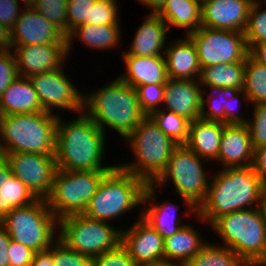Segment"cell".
<instances>
[{
    "instance_id": "cell-1",
    "label": "cell",
    "mask_w": 266,
    "mask_h": 266,
    "mask_svg": "<svg viewBox=\"0 0 266 266\" xmlns=\"http://www.w3.org/2000/svg\"><path fill=\"white\" fill-rule=\"evenodd\" d=\"M211 177L206 199L196 214L202 224L211 225L225 214L259 207L263 184L252 166L221 168Z\"/></svg>"
},
{
    "instance_id": "cell-2",
    "label": "cell",
    "mask_w": 266,
    "mask_h": 266,
    "mask_svg": "<svg viewBox=\"0 0 266 266\" xmlns=\"http://www.w3.org/2000/svg\"><path fill=\"white\" fill-rule=\"evenodd\" d=\"M76 119L63 121L57 118L56 163L57 169L70 171L113 170L117 165L105 164L106 134L85 112Z\"/></svg>"
},
{
    "instance_id": "cell-3",
    "label": "cell",
    "mask_w": 266,
    "mask_h": 266,
    "mask_svg": "<svg viewBox=\"0 0 266 266\" xmlns=\"http://www.w3.org/2000/svg\"><path fill=\"white\" fill-rule=\"evenodd\" d=\"M84 111L106 134V127L125 139L146 116L140 109L136 89L119 77L102 88L84 93Z\"/></svg>"
},
{
    "instance_id": "cell-4",
    "label": "cell",
    "mask_w": 266,
    "mask_h": 266,
    "mask_svg": "<svg viewBox=\"0 0 266 266\" xmlns=\"http://www.w3.org/2000/svg\"><path fill=\"white\" fill-rule=\"evenodd\" d=\"M58 113L0 115V156L5 153L55 155Z\"/></svg>"
},
{
    "instance_id": "cell-5",
    "label": "cell",
    "mask_w": 266,
    "mask_h": 266,
    "mask_svg": "<svg viewBox=\"0 0 266 266\" xmlns=\"http://www.w3.org/2000/svg\"><path fill=\"white\" fill-rule=\"evenodd\" d=\"M210 226L247 265L259 266L266 258V222L259 207L225 214Z\"/></svg>"
},
{
    "instance_id": "cell-6",
    "label": "cell",
    "mask_w": 266,
    "mask_h": 266,
    "mask_svg": "<svg viewBox=\"0 0 266 266\" xmlns=\"http://www.w3.org/2000/svg\"><path fill=\"white\" fill-rule=\"evenodd\" d=\"M134 155L133 162L118 166L146 183H153L166 169L174 149L178 146L149 116L125 138Z\"/></svg>"
},
{
    "instance_id": "cell-7",
    "label": "cell",
    "mask_w": 266,
    "mask_h": 266,
    "mask_svg": "<svg viewBox=\"0 0 266 266\" xmlns=\"http://www.w3.org/2000/svg\"><path fill=\"white\" fill-rule=\"evenodd\" d=\"M147 183L118 165L101 181L83 215L100 221H112L142 205ZM125 213V214H124Z\"/></svg>"
},
{
    "instance_id": "cell-8",
    "label": "cell",
    "mask_w": 266,
    "mask_h": 266,
    "mask_svg": "<svg viewBox=\"0 0 266 266\" xmlns=\"http://www.w3.org/2000/svg\"><path fill=\"white\" fill-rule=\"evenodd\" d=\"M204 162L210 163L186 145H178L171 154L166 169L152 184L157 189L164 188L170 180L175 187L174 192L188 208L186 214L190 216L193 213L196 216L197 209L206 199L210 180V175L205 173Z\"/></svg>"
},
{
    "instance_id": "cell-9",
    "label": "cell",
    "mask_w": 266,
    "mask_h": 266,
    "mask_svg": "<svg viewBox=\"0 0 266 266\" xmlns=\"http://www.w3.org/2000/svg\"><path fill=\"white\" fill-rule=\"evenodd\" d=\"M0 225L11 239L36 253L47 251L58 240V219L44 199L11 209L0 221Z\"/></svg>"
},
{
    "instance_id": "cell-10",
    "label": "cell",
    "mask_w": 266,
    "mask_h": 266,
    "mask_svg": "<svg viewBox=\"0 0 266 266\" xmlns=\"http://www.w3.org/2000/svg\"><path fill=\"white\" fill-rule=\"evenodd\" d=\"M110 171L57 169L51 192L45 199L49 209L58 220L69 215L83 214L102 179Z\"/></svg>"
},
{
    "instance_id": "cell-11",
    "label": "cell",
    "mask_w": 266,
    "mask_h": 266,
    "mask_svg": "<svg viewBox=\"0 0 266 266\" xmlns=\"http://www.w3.org/2000/svg\"><path fill=\"white\" fill-rule=\"evenodd\" d=\"M112 223L95 220L83 214L69 215L58 220V240L67 248L89 257H96L121 243V229Z\"/></svg>"
},
{
    "instance_id": "cell-12",
    "label": "cell",
    "mask_w": 266,
    "mask_h": 266,
    "mask_svg": "<svg viewBox=\"0 0 266 266\" xmlns=\"http://www.w3.org/2000/svg\"><path fill=\"white\" fill-rule=\"evenodd\" d=\"M187 36L194 42L201 68L245 62L249 53L243 32L201 26Z\"/></svg>"
},
{
    "instance_id": "cell-13",
    "label": "cell",
    "mask_w": 266,
    "mask_h": 266,
    "mask_svg": "<svg viewBox=\"0 0 266 266\" xmlns=\"http://www.w3.org/2000/svg\"><path fill=\"white\" fill-rule=\"evenodd\" d=\"M29 79L45 112L53 114L56 107L67 112L84 111V94L65 75L64 68L35 74Z\"/></svg>"
},
{
    "instance_id": "cell-14",
    "label": "cell",
    "mask_w": 266,
    "mask_h": 266,
    "mask_svg": "<svg viewBox=\"0 0 266 266\" xmlns=\"http://www.w3.org/2000/svg\"><path fill=\"white\" fill-rule=\"evenodd\" d=\"M1 156L8 163L11 173L24 183L37 199L47 198L57 171L55 155L5 153Z\"/></svg>"
},
{
    "instance_id": "cell-15",
    "label": "cell",
    "mask_w": 266,
    "mask_h": 266,
    "mask_svg": "<svg viewBox=\"0 0 266 266\" xmlns=\"http://www.w3.org/2000/svg\"><path fill=\"white\" fill-rule=\"evenodd\" d=\"M12 46L67 44L66 35L31 6H25L11 29Z\"/></svg>"
},
{
    "instance_id": "cell-16",
    "label": "cell",
    "mask_w": 266,
    "mask_h": 266,
    "mask_svg": "<svg viewBox=\"0 0 266 266\" xmlns=\"http://www.w3.org/2000/svg\"><path fill=\"white\" fill-rule=\"evenodd\" d=\"M12 52L21 77L57 70L68 58L67 44H37L12 46Z\"/></svg>"
},
{
    "instance_id": "cell-17",
    "label": "cell",
    "mask_w": 266,
    "mask_h": 266,
    "mask_svg": "<svg viewBox=\"0 0 266 266\" xmlns=\"http://www.w3.org/2000/svg\"><path fill=\"white\" fill-rule=\"evenodd\" d=\"M121 244L135 264L164 258V239L139 215L132 227L121 230Z\"/></svg>"
},
{
    "instance_id": "cell-18",
    "label": "cell",
    "mask_w": 266,
    "mask_h": 266,
    "mask_svg": "<svg viewBox=\"0 0 266 266\" xmlns=\"http://www.w3.org/2000/svg\"><path fill=\"white\" fill-rule=\"evenodd\" d=\"M254 0H201V26L244 32Z\"/></svg>"
},
{
    "instance_id": "cell-19",
    "label": "cell",
    "mask_w": 266,
    "mask_h": 266,
    "mask_svg": "<svg viewBox=\"0 0 266 266\" xmlns=\"http://www.w3.org/2000/svg\"><path fill=\"white\" fill-rule=\"evenodd\" d=\"M203 88L199 79H170L165 84L163 106L190 122L201 117Z\"/></svg>"
},
{
    "instance_id": "cell-20",
    "label": "cell",
    "mask_w": 266,
    "mask_h": 266,
    "mask_svg": "<svg viewBox=\"0 0 266 266\" xmlns=\"http://www.w3.org/2000/svg\"><path fill=\"white\" fill-rule=\"evenodd\" d=\"M254 148L247 124H226L217 162L222 168L252 166Z\"/></svg>"
},
{
    "instance_id": "cell-21",
    "label": "cell",
    "mask_w": 266,
    "mask_h": 266,
    "mask_svg": "<svg viewBox=\"0 0 266 266\" xmlns=\"http://www.w3.org/2000/svg\"><path fill=\"white\" fill-rule=\"evenodd\" d=\"M156 189L152 183H147L142 200L144 208L140 214L165 239L178 232L187 223H181L180 218L176 217L175 212L180 208L177 203L174 205L171 200L157 203Z\"/></svg>"
},
{
    "instance_id": "cell-22",
    "label": "cell",
    "mask_w": 266,
    "mask_h": 266,
    "mask_svg": "<svg viewBox=\"0 0 266 266\" xmlns=\"http://www.w3.org/2000/svg\"><path fill=\"white\" fill-rule=\"evenodd\" d=\"M138 27L129 51L122 54L134 56H164L169 29L166 22L157 14L149 13ZM164 51V52H163ZM163 52V53H162Z\"/></svg>"
},
{
    "instance_id": "cell-23",
    "label": "cell",
    "mask_w": 266,
    "mask_h": 266,
    "mask_svg": "<svg viewBox=\"0 0 266 266\" xmlns=\"http://www.w3.org/2000/svg\"><path fill=\"white\" fill-rule=\"evenodd\" d=\"M122 59L126 68L118 77L126 84L134 88L146 84H166L168 76L165 56L122 54Z\"/></svg>"
},
{
    "instance_id": "cell-24",
    "label": "cell",
    "mask_w": 266,
    "mask_h": 266,
    "mask_svg": "<svg viewBox=\"0 0 266 266\" xmlns=\"http://www.w3.org/2000/svg\"><path fill=\"white\" fill-rule=\"evenodd\" d=\"M170 44V45H168ZM167 76L170 79H199L201 67L194 42L184 38L167 42L165 49Z\"/></svg>"
},
{
    "instance_id": "cell-25",
    "label": "cell",
    "mask_w": 266,
    "mask_h": 266,
    "mask_svg": "<svg viewBox=\"0 0 266 266\" xmlns=\"http://www.w3.org/2000/svg\"><path fill=\"white\" fill-rule=\"evenodd\" d=\"M226 124L198 118L189 125V137L185 144L201 158L216 161L221 145V136Z\"/></svg>"
},
{
    "instance_id": "cell-26",
    "label": "cell",
    "mask_w": 266,
    "mask_h": 266,
    "mask_svg": "<svg viewBox=\"0 0 266 266\" xmlns=\"http://www.w3.org/2000/svg\"><path fill=\"white\" fill-rule=\"evenodd\" d=\"M44 111L32 82L18 76L0 97V115L36 113Z\"/></svg>"
},
{
    "instance_id": "cell-27",
    "label": "cell",
    "mask_w": 266,
    "mask_h": 266,
    "mask_svg": "<svg viewBox=\"0 0 266 266\" xmlns=\"http://www.w3.org/2000/svg\"><path fill=\"white\" fill-rule=\"evenodd\" d=\"M119 24L114 25H94L81 24L71 30L67 37V52L72 50V44L76 37L85 46L95 50L117 49L121 41V29ZM75 38V39H74ZM117 47V48H116ZM71 49V50H70Z\"/></svg>"
},
{
    "instance_id": "cell-28",
    "label": "cell",
    "mask_w": 266,
    "mask_h": 266,
    "mask_svg": "<svg viewBox=\"0 0 266 266\" xmlns=\"http://www.w3.org/2000/svg\"><path fill=\"white\" fill-rule=\"evenodd\" d=\"M171 27L185 29V36L197 31L201 27V0H166L162 8L156 13Z\"/></svg>"
},
{
    "instance_id": "cell-29",
    "label": "cell",
    "mask_w": 266,
    "mask_h": 266,
    "mask_svg": "<svg viewBox=\"0 0 266 266\" xmlns=\"http://www.w3.org/2000/svg\"><path fill=\"white\" fill-rule=\"evenodd\" d=\"M203 239L198 230L187 223L178 232L164 239V258L186 264L207 243Z\"/></svg>"
},
{
    "instance_id": "cell-30",
    "label": "cell",
    "mask_w": 266,
    "mask_h": 266,
    "mask_svg": "<svg viewBox=\"0 0 266 266\" xmlns=\"http://www.w3.org/2000/svg\"><path fill=\"white\" fill-rule=\"evenodd\" d=\"M244 72L245 62L212 65L201 68L199 82L203 89L207 87L227 88L230 91L242 90Z\"/></svg>"
},
{
    "instance_id": "cell-31",
    "label": "cell",
    "mask_w": 266,
    "mask_h": 266,
    "mask_svg": "<svg viewBox=\"0 0 266 266\" xmlns=\"http://www.w3.org/2000/svg\"><path fill=\"white\" fill-rule=\"evenodd\" d=\"M184 266H249L225 246L206 243Z\"/></svg>"
},
{
    "instance_id": "cell-32",
    "label": "cell",
    "mask_w": 266,
    "mask_h": 266,
    "mask_svg": "<svg viewBox=\"0 0 266 266\" xmlns=\"http://www.w3.org/2000/svg\"><path fill=\"white\" fill-rule=\"evenodd\" d=\"M249 104L266 103V66L249 54L245 59L244 86Z\"/></svg>"
},
{
    "instance_id": "cell-33",
    "label": "cell",
    "mask_w": 266,
    "mask_h": 266,
    "mask_svg": "<svg viewBox=\"0 0 266 266\" xmlns=\"http://www.w3.org/2000/svg\"><path fill=\"white\" fill-rule=\"evenodd\" d=\"M149 117L175 143L178 145L187 143L190 125L188 119L163 108L152 112Z\"/></svg>"
},
{
    "instance_id": "cell-34",
    "label": "cell",
    "mask_w": 266,
    "mask_h": 266,
    "mask_svg": "<svg viewBox=\"0 0 266 266\" xmlns=\"http://www.w3.org/2000/svg\"><path fill=\"white\" fill-rule=\"evenodd\" d=\"M1 188L4 195V217L11 209L27 206L37 200L27 186L13 174L4 181Z\"/></svg>"
},
{
    "instance_id": "cell-35",
    "label": "cell",
    "mask_w": 266,
    "mask_h": 266,
    "mask_svg": "<svg viewBox=\"0 0 266 266\" xmlns=\"http://www.w3.org/2000/svg\"><path fill=\"white\" fill-rule=\"evenodd\" d=\"M260 7L261 0H254L249 11L247 25L243 32L248 50L253 45L266 42V9Z\"/></svg>"
},
{
    "instance_id": "cell-36",
    "label": "cell",
    "mask_w": 266,
    "mask_h": 266,
    "mask_svg": "<svg viewBox=\"0 0 266 266\" xmlns=\"http://www.w3.org/2000/svg\"><path fill=\"white\" fill-rule=\"evenodd\" d=\"M229 93L227 88H210L209 96L205 98L202 92L200 118L225 124V100Z\"/></svg>"
},
{
    "instance_id": "cell-37",
    "label": "cell",
    "mask_w": 266,
    "mask_h": 266,
    "mask_svg": "<svg viewBox=\"0 0 266 266\" xmlns=\"http://www.w3.org/2000/svg\"><path fill=\"white\" fill-rule=\"evenodd\" d=\"M31 7L67 36V0H36Z\"/></svg>"
},
{
    "instance_id": "cell-38",
    "label": "cell",
    "mask_w": 266,
    "mask_h": 266,
    "mask_svg": "<svg viewBox=\"0 0 266 266\" xmlns=\"http://www.w3.org/2000/svg\"><path fill=\"white\" fill-rule=\"evenodd\" d=\"M135 89L140 109L146 116L161 109L160 104H163L165 84H146L137 86Z\"/></svg>"
},
{
    "instance_id": "cell-39",
    "label": "cell",
    "mask_w": 266,
    "mask_h": 266,
    "mask_svg": "<svg viewBox=\"0 0 266 266\" xmlns=\"http://www.w3.org/2000/svg\"><path fill=\"white\" fill-rule=\"evenodd\" d=\"M48 251L53 255L54 266H92V257L67 248L59 240Z\"/></svg>"
},
{
    "instance_id": "cell-40",
    "label": "cell",
    "mask_w": 266,
    "mask_h": 266,
    "mask_svg": "<svg viewBox=\"0 0 266 266\" xmlns=\"http://www.w3.org/2000/svg\"><path fill=\"white\" fill-rule=\"evenodd\" d=\"M117 0H96L91 8L90 20L86 24L114 25L121 24Z\"/></svg>"
},
{
    "instance_id": "cell-41",
    "label": "cell",
    "mask_w": 266,
    "mask_h": 266,
    "mask_svg": "<svg viewBox=\"0 0 266 266\" xmlns=\"http://www.w3.org/2000/svg\"><path fill=\"white\" fill-rule=\"evenodd\" d=\"M252 119L248 120L253 148L266 146V103L253 105Z\"/></svg>"
},
{
    "instance_id": "cell-42",
    "label": "cell",
    "mask_w": 266,
    "mask_h": 266,
    "mask_svg": "<svg viewBox=\"0 0 266 266\" xmlns=\"http://www.w3.org/2000/svg\"><path fill=\"white\" fill-rule=\"evenodd\" d=\"M96 0H67V35L78 25L90 20L91 8Z\"/></svg>"
},
{
    "instance_id": "cell-43",
    "label": "cell",
    "mask_w": 266,
    "mask_h": 266,
    "mask_svg": "<svg viewBox=\"0 0 266 266\" xmlns=\"http://www.w3.org/2000/svg\"><path fill=\"white\" fill-rule=\"evenodd\" d=\"M92 266H136V264L120 243L116 248L93 257Z\"/></svg>"
},
{
    "instance_id": "cell-44",
    "label": "cell",
    "mask_w": 266,
    "mask_h": 266,
    "mask_svg": "<svg viewBox=\"0 0 266 266\" xmlns=\"http://www.w3.org/2000/svg\"><path fill=\"white\" fill-rule=\"evenodd\" d=\"M243 96V97H242ZM249 104L248 97L244 90L230 91L227 100H225V124H247L248 120L244 115L238 112V107L242 102ZM238 105V106H237Z\"/></svg>"
},
{
    "instance_id": "cell-45",
    "label": "cell",
    "mask_w": 266,
    "mask_h": 266,
    "mask_svg": "<svg viewBox=\"0 0 266 266\" xmlns=\"http://www.w3.org/2000/svg\"><path fill=\"white\" fill-rule=\"evenodd\" d=\"M19 76L12 51L0 52V97L13 80Z\"/></svg>"
},
{
    "instance_id": "cell-46",
    "label": "cell",
    "mask_w": 266,
    "mask_h": 266,
    "mask_svg": "<svg viewBox=\"0 0 266 266\" xmlns=\"http://www.w3.org/2000/svg\"><path fill=\"white\" fill-rule=\"evenodd\" d=\"M35 253L31 248L11 239L8 249L9 266H30Z\"/></svg>"
},
{
    "instance_id": "cell-47",
    "label": "cell",
    "mask_w": 266,
    "mask_h": 266,
    "mask_svg": "<svg viewBox=\"0 0 266 266\" xmlns=\"http://www.w3.org/2000/svg\"><path fill=\"white\" fill-rule=\"evenodd\" d=\"M20 2V0H0V24L10 30L14 27L23 11Z\"/></svg>"
},
{
    "instance_id": "cell-48",
    "label": "cell",
    "mask_w": 266,
    "mask_h": 266,
    "mask_svg": "<svg viewBox=\"0 0 266 266\" xmlns=\"http://www.w3.org/2000/svg\"><path fill=\"white\" fill-rule=\"evenodd\" d=\"M252 168L260 177L263 186L266 185V146L255 148Z\"/></svg>"
},
{
    "instance_id": "cell-49",
    "label": "cell",
    "mask_w": 266,
    "mask_h": 266,
    "mask_svg": "<svg viewBox=\"0 0 266 266\" xmlns=\"http://www.w3.org/2000/svg\"><path fill=\"white\" fill-rule=\"evenodd\" d=\"M11 175L12 173L8 163L2 156H0V221L4 218V195L1 186Z\"/></svg>"
},
{
    "instance_id": "cell-50",
    "label": "cell",
    "mask_w": 266,
    "mask_h": 266,
    "mask_svg": "<svg viewBox=\"0 0 266 266\" xmlns=\"http://www.w3.org/2000/svg\"><path fill=\"white\" fill-rule=\"evenodd\" d=\"M11 237L0 225V266H9L8 249Z\"/></svg>"
},
{
    "instance_id": "cell-51",
    "label": "cell",
    "mask_w": 266,
    "mask_h": 266,
    "mask_svg": "<svg viewBox=\"0 0 266 266\" xmlns=\"http://www.w3.org/2000/svg\"><path fill=\"white\" fill-rule=\"evenodd\" d=\"M254 60L266 66V42L253 45L248 53Z\"/></svg>"
},
{
    "instance_id": "cell-52",
    "label": "cell",
    "mask_w": 266,
    "mask_h": 266,
    "mask_svg": "<svg viewBox=\"0 0 266 266\" xmlns=\"http://www.w3.org/2000/svg\"><path fill=\"white\" fill-rule=\"evenodd\" d=\"M30 266H54L53 255L48 250L35 253Z\"/></svg>"
},
{
    "instance_id": "cell-53",
    "label": "cell",
    "mask_w": 266,
    "mask_h": 266,
    "mask_svg": "<svg viewBox=\"0 0 266 266\" xmlns=\"http://www.w3.org/2000/svg\"><path fill=\"white\" fill-rule=\"evenodd\" d=\"M11 30L0 24V51L12 50Z\"/></svg>"
},
{
    "instance_id": "cell-54",
    "label": "cell",
    "mask_w": 266,
    "mask_h": 266,
    "mask_svg": "<svg viewBox=\"0 0 266 266\" xmlns=\"http://www.w3.org/2000/svg\"><path fill=\"white\" fill-rule=\"evenodd\" d=\"M139 3L141 2L142 5L151 9L150 13L156 14L164 5L166 0H137Z\"/></svg>"
},
{
    "instance_id": "cell-55",
    "label": "cell",
    "mask_w": 266,
    "mask_h": 266,
    "mask_svg": "<svg viewBox=\"0 0 266 266\" xmlns=\"http://www.w3.org/2000/svg\"><path fill=\"white\" fill-rule=\"evenodd\" d=\"M136 266H184V264L175 263L163 258L152 262L137 264Z\"/></svg>"
},
{
    "instance_id": "cell-56",
    "label": "cell",
    "mask_w": 266,
    "mask_h": 266,
    "mask_svg": "<svg viewBox=\"0 0 266 266\" xmlns=\"http://www.w3.org/2000/svg\"><path fill=\"white\" fill-rule=\"evenodd\" d=\"M259 209L266 222V185L263 186L261 190Z\"/></svg>"
},
{
    "instance_id": "cell-57",
    "label": "cell",
    "mask_w": 266,
    "mask_h": 266,
    "mask_svg": "<svg viewBox=\"0 0 266 266\" xmlns=\"http://www.w3.org/2000/svg\"><path fill=\"white\" fill-rule=\"evenodd\" d=\"M21 1V0H20ZM36 0H22L23 4L22 6H32L33 3L35 2Z\"/></svg>"
},
{
    "instance_id": "cell-58",
    "label": "cell",
    "mask_w": 266,
    "mask_h": 266,
    "mask_svg": "<svg viewBox=\"0 0 266 266\" xmlns=\"http://www.w3.org/2000/svg\"><path fill=\"white\" fill-rule=\"evenodd\" d=\"M259 266H266V258L262 261V263Z\"/></svg>"
}]
</instances>
